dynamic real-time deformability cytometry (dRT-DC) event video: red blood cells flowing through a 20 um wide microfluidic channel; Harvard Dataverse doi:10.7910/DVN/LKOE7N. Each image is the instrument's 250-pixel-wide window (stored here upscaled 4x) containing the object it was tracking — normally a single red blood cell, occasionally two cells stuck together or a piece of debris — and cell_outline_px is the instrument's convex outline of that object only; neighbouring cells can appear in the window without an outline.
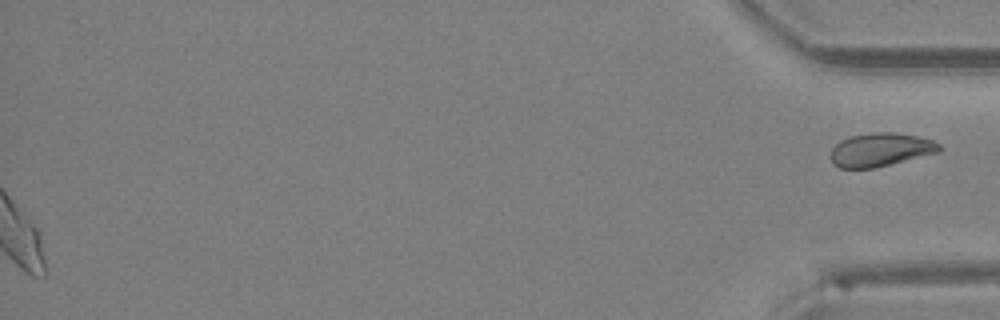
{"species": "Egyptian fruit bat (a non-hibernating species)", "species_latin": "Rousettus aegyptiacus", "temperature_condition": "room temperature", "stored_images_in_passage": 40, "segment_of_instrument_passage": [2, 2], "camera_frame_rate_fps": 3000, "um_per_image_px": 0.085, "animal": {"sex": "female"}, "frame": {"image": 1, "passage_image": 40, "time_ms": 13.0, "image_size_px": [1000, 320], "cell_outline_px": [[940, 152], [872, 168], [840, 168], [832, 164], [828, 156], [832, 148], [840, 140], [852, 136], [872, 132], [892, 132], [916, 136], [932, 140], [940, 144]], "centroid_in_image_um": [74.79, 12.73], "position_along_channel_um": 360.4, "area_um2": 21.15}}